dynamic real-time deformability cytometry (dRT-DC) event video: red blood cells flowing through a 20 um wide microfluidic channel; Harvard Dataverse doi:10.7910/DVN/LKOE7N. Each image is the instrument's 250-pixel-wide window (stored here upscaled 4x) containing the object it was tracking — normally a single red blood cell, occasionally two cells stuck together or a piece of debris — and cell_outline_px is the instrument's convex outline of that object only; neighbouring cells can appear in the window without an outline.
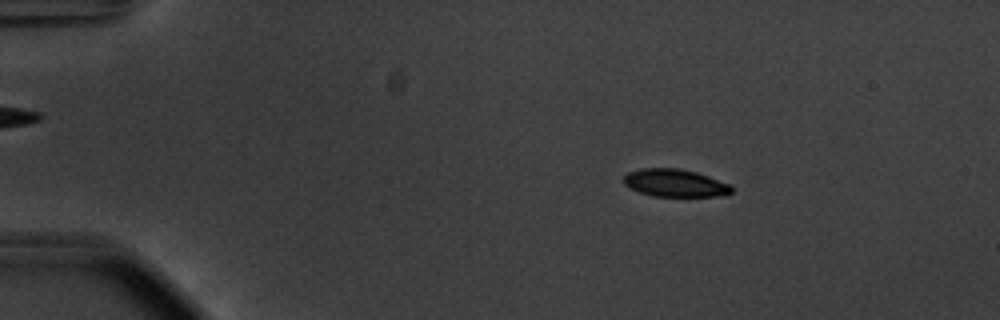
{"species": "common noctule bat (a hibernating species)", "species_latin": "Nyctalus noctula", "temperature_condition": "warm", "stored_images_in_passage": 17, "camera_frame_rate_fps": 3000, "um_per_image_px": 0.085, "animal": {"sex": "male", "body_mass_g": 20.1, "forearm_length_mm": 53.5}, "frame": {"image": 1, "passage_image": 10, "time_ms": 3.0, "image_size_px": [1000, 320], "cell_outline_px": [[732, 192], [716, 196], [652, 196], [640, 192], [624, 184], [624, 176], [628, 172], [640, 168], [680, 168], [696, 172], [732, 184]], "centroid_in_image_um": [57.38, 15.54], "position_along_channel_um": 27.6, "area_um2": 17.34}}